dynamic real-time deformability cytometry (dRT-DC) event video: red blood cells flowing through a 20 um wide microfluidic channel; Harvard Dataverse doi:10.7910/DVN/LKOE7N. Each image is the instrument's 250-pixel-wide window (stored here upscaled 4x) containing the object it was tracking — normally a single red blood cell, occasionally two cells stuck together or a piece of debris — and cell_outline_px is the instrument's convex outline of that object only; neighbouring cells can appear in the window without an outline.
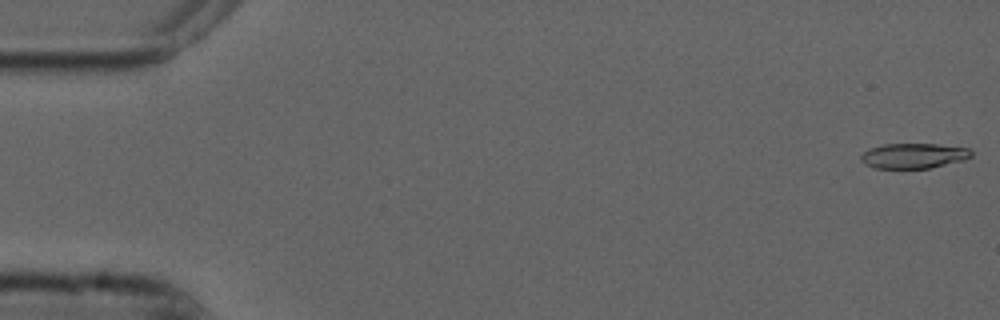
{"species": "common noctule bat (a hibernating species)", "species_latin": "Nyctalus noctula", "temperature_condition": "cold", "stored_images_in_passage": 14, "camera_frame_rate_fps": 3000, "um_per_image_px": 0.085, "animal": {"sex": "male", "forearm_length_mm": 52.5}, "frame": {"image": 1, "passage_image": 1, "time_ms": 0.0, "image_size_px": [1000, 320], "cell_outline_px": [[972, 156], [964, 160], [928, 168], [876, 168], [864, 164], [860, 160], [860, 156], [864, 152], [872, 148], [884, 144], [936, 144], [972, 148]], "centroid_in_image_um": [77.68, 13.24], "position_along_channel_um": 7.3, "area_um2": 16.13}}
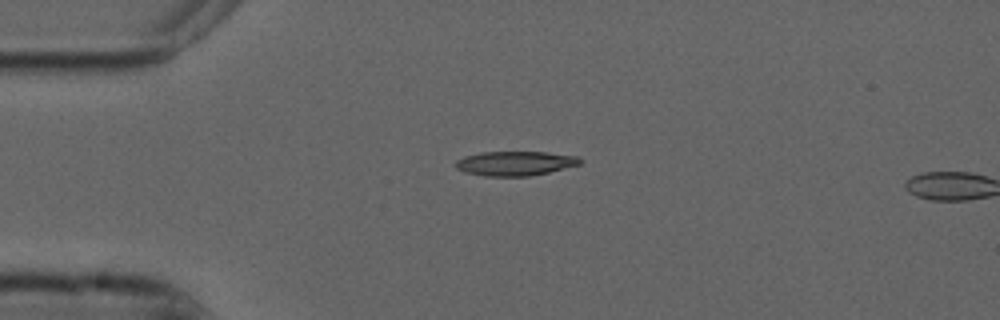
{"frame": {"image": 2, "passage_image": 13, "time_ms": 4.0, "image_size_px": [1000, 320], "cell_outline_px": [[584, 160], [580, 164], [548, 172], [528, 176], [484, 176], [464, 172], [456, 168], [452, 164], [456, 160], [464, 156], [480, 152], [544, 152], [576, 156]], "centroid_in_image_um": [43.72, 13.88], "position_along_channel_um": 41.3, "area_um2": 17.74}}